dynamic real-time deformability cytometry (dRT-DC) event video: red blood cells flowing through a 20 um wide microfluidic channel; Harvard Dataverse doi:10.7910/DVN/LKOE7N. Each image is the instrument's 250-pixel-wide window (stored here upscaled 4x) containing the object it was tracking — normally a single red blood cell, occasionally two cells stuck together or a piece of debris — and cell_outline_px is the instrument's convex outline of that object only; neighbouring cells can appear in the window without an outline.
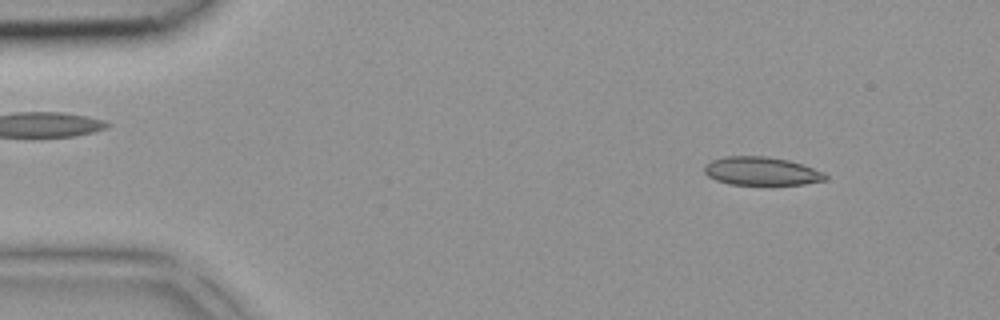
{"species": "common noctule bat (a hibernating species)", "species_latin": "Nyctalus noctula", "temperature_condition": "room temperature", "stored_images_in_passage": 40, "segment_of_instrument_passage": [1, 2], "camera_frame_rate_fps": 3000, "um_per_image_px": 0.085, "animal": {"sex": "female", "body_mass_g": 18.4}, "frame": {"image": 1, "passage_image": 2, "time_ms": 0.333, "image_size_px": [1000, 320], "cell_outline_px": [[828, 180], [804, 184], [728, 184], [716, 180], [708, 176], [704, 172], [704, 164], [712, 160], [724, 156], [768, 156], [788, 160], [824, 172], [828, 176]], "centroid_in_image_um": [64.71, 14.54], "position_along_channel_um": 20.3, "area_um2": 20.0}}
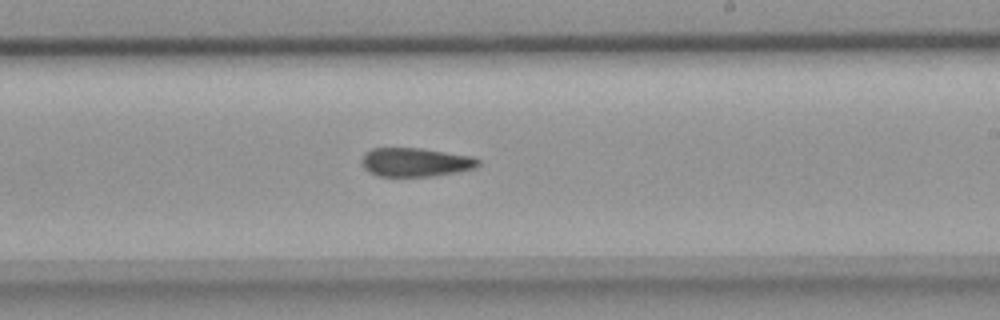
{"frame": {"image": 2, "passage_image": 22, "time_ms": 7.0, "image_size_px": [1000, 320], "cell_outline_px": [[480, 164], [476, 168], [456, 172], [432, 176], [376, 176], [368, 172], [364, 168], [360, 160], [364, 152], [372, 148], [420, 148], [472, 156], [480, 160]], "centroid_in_image_um": [35.28, 13.78], "position_along_channel_um": 253.7, "area_um2": 19.71}}
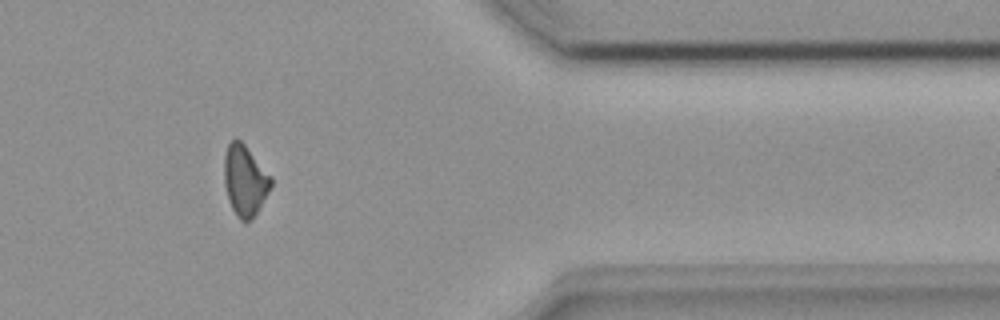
{"frame": {"image": 3, "passage_image": 32, "time_ms": 10.333, "image_size_px": [1000, 320], "cell_outline_px": [[272, 184], [268, 192], [256, 212], [244, 224], [236, 216], [228, 200], [224, 184], [224, 156], [228, 144], [236, 136], [244, 144], [272, 176]], "centroid_in_image_um": [20.8, 15.32], "position_along_channel_um": 390.6, "area_um2": 19.25}}